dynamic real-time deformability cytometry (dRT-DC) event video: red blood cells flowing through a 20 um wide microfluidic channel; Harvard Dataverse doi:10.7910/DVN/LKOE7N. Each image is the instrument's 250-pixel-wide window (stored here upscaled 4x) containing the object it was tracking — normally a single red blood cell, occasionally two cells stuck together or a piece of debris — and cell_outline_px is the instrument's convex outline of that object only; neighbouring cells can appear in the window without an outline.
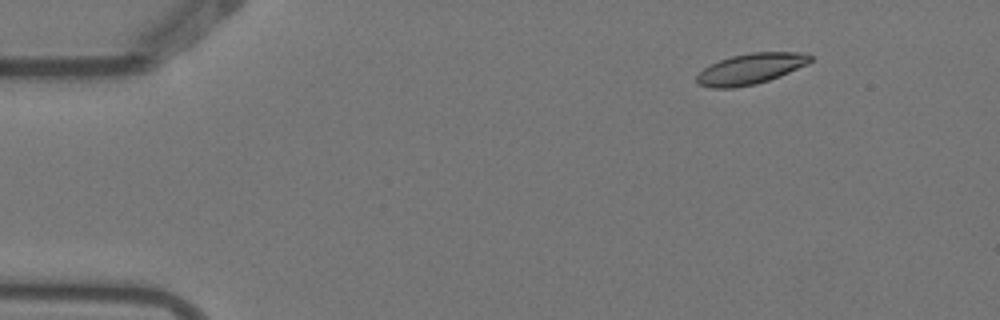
{"species": "Egyptian fruit bat (a non-hibernating species)", "species_latin": "Rousettus aegyptiacus", "temperature_condition": "warm", "stored_images_in_passage": 4, "camera_frame_rate_fps": 3000, "um_per_image_px": 0.085, "animal": {"sex": "female"}, "frame": {"image": 1, "passage_image": 1, "time_ms": 0.0, "image_size_px": [1000, 320], "cell_outline_px": [[812, 60], [808, 64], [780, 76], [756, 84], [732, 88], [712, 88], [696, 84], [696, 76], [704, 68], [720, 60], [732, 56], [752, 52], [800, 52], [812, 56]], "centroid_in_image_um": [63.8, 5.85], "position_along_channel_um": 21.2, "area_um2": 20.29}}